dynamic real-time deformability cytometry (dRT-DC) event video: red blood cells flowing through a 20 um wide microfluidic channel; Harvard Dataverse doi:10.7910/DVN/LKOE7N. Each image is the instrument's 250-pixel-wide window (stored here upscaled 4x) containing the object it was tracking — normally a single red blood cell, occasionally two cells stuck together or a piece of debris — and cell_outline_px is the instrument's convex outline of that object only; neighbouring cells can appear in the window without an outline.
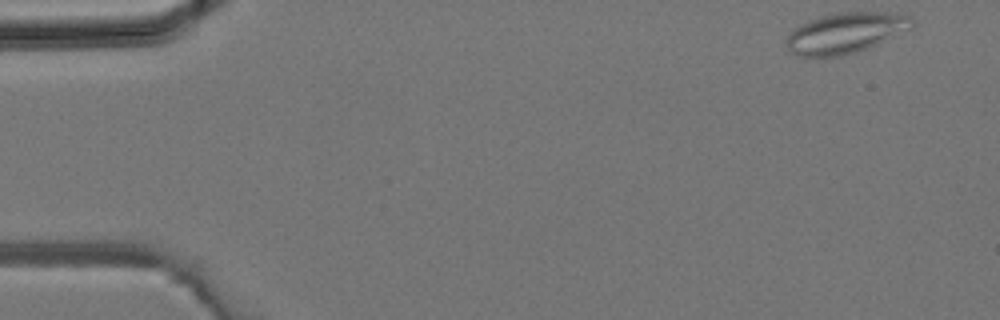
{"species": "common noctule bat (a hibernating species)", "species_latin": "Nyctalus noctula", "temperature_condition": "room temperature", "stored_images_in_passage": 3, "camera_frame_rate_fps": 3000, "um_per_image_px": 0.085, "animal": {"sex": "male", "body_mass_g": 19.2, "forearm_length_mm": 51.8}, "frame": {"image": 1, "passage_image": 1, "time_ms": 0.0, "image_size_px": [1000, 320], "cell_outline_px": [[916, 24], [912, 28], [868, 48], [856, 52], [840, 56], [796, 56], [784, 44], [788, 36], [800, 24], [808, 20], [840, 12], [888, 12], [912, 16]], "centroid_in_image_um": [71.91, 2.79], "position_along_channel_um": 13.1, "area_um2": 29.65}}